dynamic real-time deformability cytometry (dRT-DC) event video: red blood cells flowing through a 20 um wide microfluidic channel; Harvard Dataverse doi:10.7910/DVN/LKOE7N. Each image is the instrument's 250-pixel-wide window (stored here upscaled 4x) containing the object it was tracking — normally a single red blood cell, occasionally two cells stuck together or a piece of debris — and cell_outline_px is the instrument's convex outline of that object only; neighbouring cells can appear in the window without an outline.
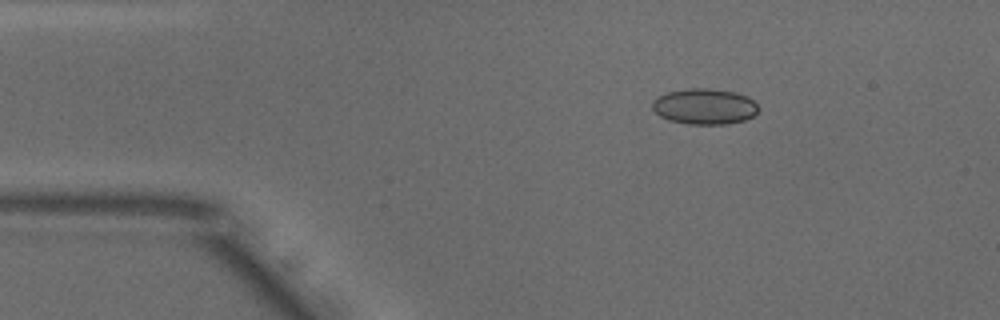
{"species": "common noctule bat (a hibernating species)", "species_latin": "Nyctalus noctula", "temperature_condition": "warm", "stored_images_in_passage": 45, "camera_frame_rate_fps": 3000, "um_per_image_px": 0.085, "animal": {"sex": "male", "body_mass_g": 18.8}, "frame": {"image": 1, "passage_image": 2, "time_ms": 0.333, "image_size_px": [1000, 320], "cell_outline_px": [[760, 108], [752, 116], [744, 120], [724, 124], [688, 124], [668, 120], [660, 116], [652, 108], [652, 100], [668, 92], [688, 88], [708, 88], [736, 92], [748, 96]], "centroid_in_image_um": [59.88, 9.04], "position_along_channel_um": 25.1, "area_um2": 22.08}}
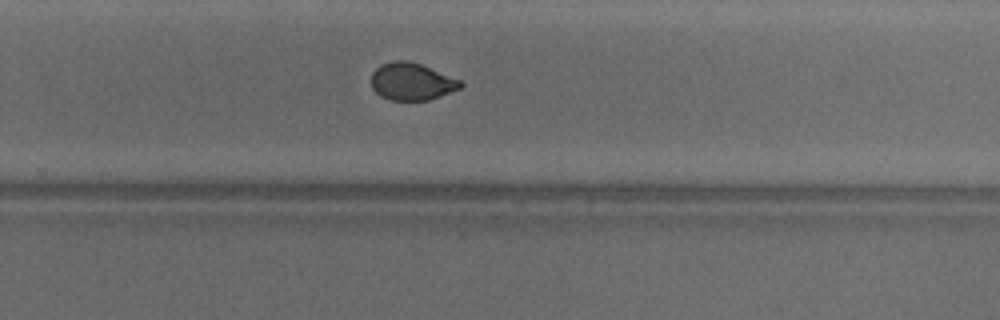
{"frame": {"image": 2, "passage_image": 27, "time_ms": 8.667, "image_size_px": [1000, 320], "cell_outline_px": [[464, 84], [460, 88], [428, 100], [388, 100], [380, 96], [372, 88], [372, 72], [376, 68], [392, 60], [408, 60], [420, 64], [460, 80]], "centroid_in_image_um": [34.97, 6.93], "position_along_channel_um": 294.8, "area_um2": 19.19}}
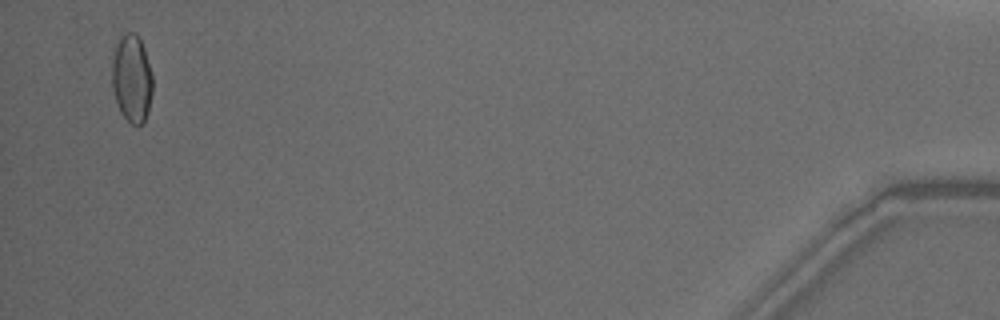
{"frame": {"image": 3, "passage_image": 44, "time_ms": 14.333, "image_size_px": [1000, 320], "cell_outline_px": [[152, 92], [148, 112], [144, 120], [136, 128], [120, 112], [112, 88], [112, 60], [120, 32], [136, 32], [144, 48], [152, 72]], "centroid_in_image_um": [11.2, 6.64], "position_along_channel_um": 424.0, "area_um2": 20.98}, "authors_computed_cell_mechanics": {"area_um2": 20.4034, "velocity_mm_per_s": 3.8744, "shape_relaxation_time_tau1_ms": null, "shape_relaxation_time_tau2_ms": 0.8146, "deformation_change_tau1": null, "deformation_change_tau2": 0.0431}}